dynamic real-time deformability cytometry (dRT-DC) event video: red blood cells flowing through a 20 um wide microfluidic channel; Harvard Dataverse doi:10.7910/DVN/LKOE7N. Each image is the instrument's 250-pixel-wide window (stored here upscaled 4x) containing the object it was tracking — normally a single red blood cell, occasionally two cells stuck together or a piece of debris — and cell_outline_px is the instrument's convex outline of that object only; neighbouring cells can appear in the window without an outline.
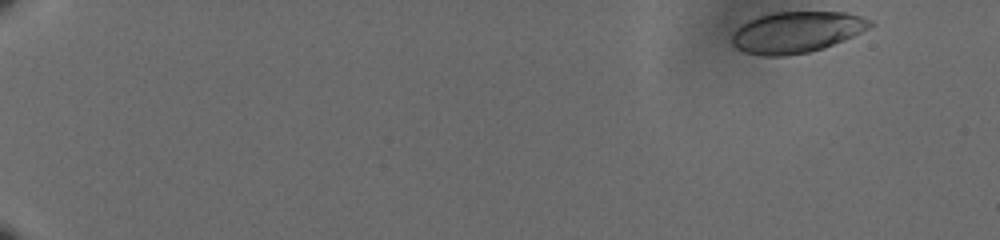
{"species": "human", "species_latin": "Homo sapiens", "temperature_condition": "cold", "stored_images_in_passage": 56, "camera_frame_rate_fps": 3000, "um_per_image_px": 0.085, "donor": {"sex": "male"}, "frame": {"image": 1, "passage_image": 1, "time_ms": 0.0, "image_size_px": [1000, 240], "cell_outline_px": [[876, 24], [852, 36], [824, 48], [808, 52], [784, 56], [764, 56], [744, 52], [736, 48], [732, 44], [732, 32], [740, 24], [756, 16], [772, 12], [848, 12], [872, 20]], "centroid_in_image_um": [67.67, 2.72], "position_along_channel_um": 17.3, "area_um2": 33.41}}
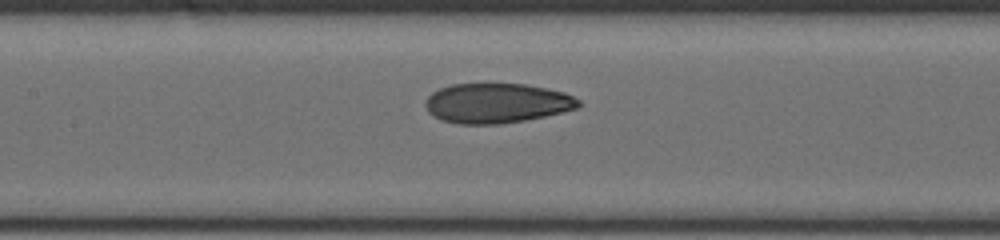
{"frame": {"image": 2, "passage_image": 28, "time_ms": 9.0, "image_size_px": [1000, 240], "cell_outline_px": [[580, 108], [544, 116], [524, 120], [500, 124], [456, 124], [440, 120], [428, 112], [424, 104], [428, 96], [432, 92], [440, 88], [452, 84], [528, 84], [564, 92], [580, 100]], "centroid_in_image_um": [42.21, 8.77], "position_along_channel_um": 165.2, "area_um2": 35.66}}
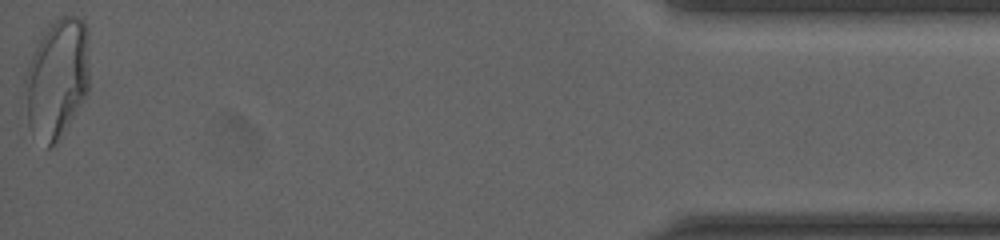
{"frame": {"image": 3, "passage_image": 56, "time_ms": 18.333, "image_size_px": [1000, 240], "cell_outline_px": [[88, 88], [84, 96], [60, 140], [48, 148], [28, 124], [24, 84], [24, 80], [28, 64], [40, 40], [48, 28], [60, 16], [80, 16], [84, 20], [88, 28]], "centroid_in_image_um": [4.86, 6.64], "position_along_channel_um": 430.3, "area_um2": 44.27}, "authors_computed_cell_mechanics": {"area_um2": 35.6915, "velocity_mm_per_s": 3.6092, "shape_relaxation_time_tau1_ms": 6.0768, "shape_relaxation_time_tau2_ms": 1.3101, "deformation_change_tau1": 0.1836, "deformation_change_tau2": 0.0583}}